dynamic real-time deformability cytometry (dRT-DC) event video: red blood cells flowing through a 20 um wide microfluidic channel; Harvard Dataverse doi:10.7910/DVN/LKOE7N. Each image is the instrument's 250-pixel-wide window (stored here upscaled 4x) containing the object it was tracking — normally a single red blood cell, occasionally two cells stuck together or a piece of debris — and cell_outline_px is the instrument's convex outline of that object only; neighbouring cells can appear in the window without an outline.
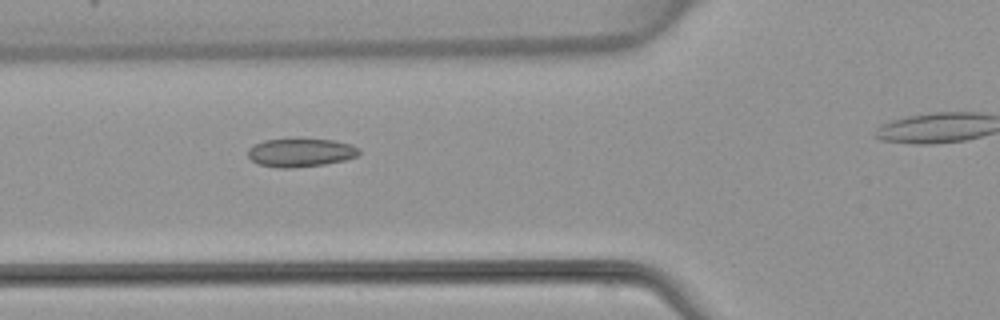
{"species": "common noctule bat (a hibernating species)", "species_latin": "Nyctalus noctula", "temperature_condition": "warm", "stored_images_in_passage": 4, "camera_frame_rate_fps": 3000, "um_per_image_px": 0.085, "animal": {"sex": "female", "body_mass_g": 22.7, "forearm_length_mm": 54.2}, "frame": {"image": 1, "passage_image": 3, "time_ms": 2.667, "image_size_px": [1000, 320], "cell_outline_px": [[360, 152], [356, 156], [344, 160], [324, 164], [292, 168], [276, 168], [256, 164], [248, 156], [248, 148], [252, 144], [264, 140], [332, 140], [352, 144], [360, 148]], "centroid_in_image_um": [25.52, 12.99], "position_along_channel_um": 100.3, "area_um2": 18.32}}